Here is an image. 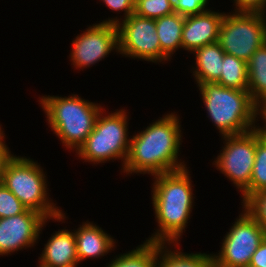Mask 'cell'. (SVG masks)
Returning a JSON list of instances; mask_svg holds the SVG:
<instances>
[{
  "label": "cell",
  "instance_id": "cell-1",
  "mask_svg": "<svg viewBox=\"0 0 266 267\" xmlns=\"http://www.w3.org/2000/svg\"><path fill=\"white\" fill-rule=\"evenodd\" d=\"M179 119L175 112L168 113L130 136L129 152L121 172L155 176L186 168L178 158L183 137Z\"/></svg>",
  "mask_w": 266,
  "mask_h": 267
},
{
  "label": "cell",
  "instance_id": "cell-2",
  "mask_svg": "<svg viewBox=\"0 0 266 267\" xmlns=\"http://www.w3.org/2000/svg\"><path fill=\"white\" fill-rule=\"evenodd\" d=\"M187 168L154 176L151 195L158 229L146 241L180 243L195 199L191 174Z\"/></svg>",
  "mask_w": 266,
  "mask_h": 267
},
{
  "label": "cell",
  "instance_id": "cell-3",
  "mask_svg": "<svg viewBox=\"0 0 266 267\" xmlns=\"http://www.w3.org/2000/svg\"><path fill=\"white\" fill-rule=\"evenodd\" d=\"M198 86L208 118L221 137L244 134L259 127L255 123L259 121L258 115L262 117L263 111L253 102L248 91L217 83Z\"/></svg>",
  "mask_w": 266,
  "mask_h": 267
},
{
  "label": "cell",
  "instance_id": "cell-4",
  "mask_svg": "<svg viewBox=\"0 0 266 267\" xmlns=\"http://www.w3.org/2000/svg\"><path fill=\"white\" fill-rule=\"evenodd\" d=\"M51 131L66 148L78 151L94 130L95 122L103 107L85 100L77 94L39 97Z\"/></svg>",
  "mask_w": 266,
  "mask_h": 267
},
{
  "label": "cell",
  "instance_id": "cell-5",
  "mask_svg": "<svg viewBox=\"0 0 266 267\" xmlns=\"http://www.w3.org/2000/svg\"><path fill=\"white\" fill-rule=\"evenodd\" d=\"M45 174L38 162L13 154L5 164L1 183L28 209L39 212L46 219L64 222L66 214L49 198Z\"/></svg>",
  "mask_w": 266,
  "mask_h": 267
},
{
  "label": "cell",
  "instance_id": "cell-6",
  "mask_svg": "<svg viewBox=\"0 0 266 267\" xmlns=\"http://www.w3.org/2000/svg\"><path fill=\"white\" fill-rule=\"evenodd\" d=\"M105 111V109L101 110L95 122L94 130L76 154L84 162H91V164H102L106 161L119 159L123 168L131 140L128 135L129 118L123 108L109 114Z\"/></svg>",
  "mask_w": 266,
  "mask_h": 267
},
{
  "label": "cell",
  "instance_id": "cell-7",
  "mask_svg": "<svg viewBox=\"0 0 266 267\" xmlns=\"http://www.w3.org/2000/svg\"><path fill=\"white\" fill-rule=\"evenodd\" d=\"M266 42V14L225 13L218 43L225 53L248 62L252 54Z\"/></svg>",
  "mask_w": 266,
  "mask_h": 267
},
{
  "label": "cell",
  "instance_id": "cell-8",
  "mask_svg": "<svg viewBox=\"0 0 266 267\" xmlns=\"http://www.w3.org/2000/svg\"><path fill=\"white\" fill-rule=\"evenodd\" d=\"M224 147L213 161V165L224 174L234 187L241 192V203L249 198V185L252 177L257 128L239 135L222 136Z\"/></svg>",
  "mask_w": 266,
  "mask_h": 267
},
{
  "label": "cell",
  "instance_id": "cell-9",
  "mask_svg": "<svg viewBox=\"0 0 266 267\" xmlns=\"http://www.w3.org/2000/svg\"><path fill=\"white\" fill-rule=\"evenodd\" d=\"M233 223L221 242L219 253L213 254L215 267H248L266 237L264 229L243 207Z\"/></svg>",
  "mask_w": 266,
  "mask_h": 267
},
{
  "label": "cell",
  "instance_id": "cell-10",
  "mask_svg": "<svg viewBox=\"0 0 266 267\" xmlns=\"http://www.w3.org/2000/svg\"><path fill=\"white\" fill-rule=\"evenodd\" d=\"M118 53L125 57L153 63L171 61L161 50L155 19L133 13L117 24Z\"/></svg>",
  "mask_w": 266,
  "mask_h": 267
},
{
  "label": "cell",
  "instance_id": "cell-11",
  "mask_svg": "<svg viewBox=\"0 0 266 267\" xmlns=\"http://www.w3.org/2000/svg\"><path fill=\"white\" fill-rule=\"evenodd\" d=\"M72 41L70 61L75 69L92 67L114 50L118 54V28L115 24L95 23ZM108 55V56H107Z\"/></svg>",
  "mask_w": 266,
  "mask_h": 267
},
{
  "label": "cell",
  "instance_id": "cell-12",
  "mask_svg": "<svg viewBox=\"0 0 266 267\" xmlns=\"http://www.w3.org/2000/svg\"><path fill=\"white\" fill-rule=\"evenodd\" d=\"M48 221L50 219L31 209L16 216L0 218V255H11L35 246Z\"/></svg>",
  "mask_w": 266,
  "mask_h": 267
},
{
  "label": "cell",
  "instance_id": "cell-13",
  "mask_svg": "<svg viewBox=\"0 0 266 267\" xmlns=\"http://www.w3.org/2000/svg\"><path fill=\"white\" fill-rule=\"evenodd\" d=\"M224 14L209 9L186 16L182 28V49L192 53L197 48L218 42Z\"/></svg>",
  "mask_w": 266,
  "mask_h": 267
},
{
  "label": "cell",
  "instance_id": "cell-14",
  "mask_svg": "<svg viewBox=\"0 0 266 267\" xmlns=\"http://www.w3.org/2000/svg\"><path fill=\"white\" fill-rule=\"evenodd\" d=\"M74 235L79 263L90 258H100L115 250V239L92 222H83L75 229Z\"/></svg>",
  "mask_w": 266,
  "mask_h": 267
},
{
  "label": "cell",
  "instance_id": "cell-15",
  "mask_svg": "<svg viewBox=\"0 0 266 267\" xmlns=\"http://www.w3.org/2000/svg\"><path fill=\"white\" fill-rule=\"evenodd\" d=\"M53 234L44 244L38 261L50 267H77L79 260L74 230L72 232L64 228Z\"/></svg>",
  "mask_w": 266,
  "mask_h": 267
},
{
  "label": "cell",
  "instance_id": "cell-16",
  "mask_svg": "<svg viewBox=\"0 0 266 267\" xmlns=\"http://www.w3.org/2000/svg\"><path fill=\"white\" fill-rule=\"evenodd\" d=\"M192 54L195 56V67L192 66L193 76L198 85L204 83H215L222 73V61L224 50L218 42L205 45L195 49Z\"/></svg>",
  "mask_w": 266,
  "mask_h": 267
},
{
  "label": "cell",
  "instance_id": "cell-17",
  "mask_svg": "<svg viewBox=\"0 0 266 267\" xmlns=\"http://www.w3.org/2000/svg\"><path fill=\"white\" fill-rule=\"evenodd\" d=\"M171 245L172 243H158L156 267H215L213 254L185 253L181 251L179 243H173L174 250L170 248Z\"/></svg>",
  "mask_w": 266,
  "mask_h": 267
},
{
  "label": "cell",
  "instance_id": "cell-18",
  "mask_svg": "<svg viewBox=\"0 0 266 267\" xmlns=\"http://www.w3.org/2000/svg\"><path fill=\"white\" fill-rule=\"evenodd\" d=\"M248 92L253 102L266 109V42L259 47L247 62Z\"/></svg>",
  "mask_w": 266,
  "mask_h": 267
},
{
  "label": "cell",
  "instance_id": "cell-19",
  "mask_svg": "<svg viewBox=\"0 0 266 267\" xmlns=\"http://www.w3.org/2000/svg\"><path fill=\"white\" fill-rule=\"evenodd\" d=\"M185 16L172 13L155 19L161 50L171 59L182 48V28Z\"/></svg>",
  "mask_w": 266,
  "mask_h": 267
},
{
  "label": "cell",
  "instance_id": "cell-20",
  "mask_svg": "<svg viewBox=\"0 0 266 267\" xmlns=\"http://www.w3.org/2000/svg\"><path fill=\"white\" fill-rule=\"evenodd\" d=\"M158 243L145 241L136 249L116 255L107 267H156Z\"/></svg>",
  "mask_w": 266,
  "mask_h": 267
},
{
  "label": "cell",
  "instance_id": "cell-21",
  "mask_svg": "<svg viewBox=\"0 0 266 267\" xmlns=\"http://www.w3.org/2000/svg\"><path fill=\"white\" fill-rule=\"evenodd\" d=\"M247 69V62L225 53L222 61V73L215 83L228 88L248 91Z\"/></svg>",
  "mask_w": 266,
  "mask_h": 267
},
{
  "label": "cell",
  "instance_id": "cell-22",
  "mask_svg": "<svg viewBox=\"0 0 266 267\" xmlns=\"http://www.w3.org/2000/svg\"><path fill=\"white\" fill-rule=\"evenodd\" d=\"M260 191H266V127L257 128V143L252 177L249 185V197Z\"/></svg>",
  "mask_w": 266,
  "mask_h": 267
},
{
  "label": "cell",
  "instance_id": "cell-23",
  "mask_svg": "<svg viewBox=\"0 0 266 267\" xmlns=\"http://www.w3.org/2000/svg\"><path fill=\"white\" fill-rule=\"evenodd\" d=\"M174 0H135L134 13L145 18L157 19L174 13Z\"/></svg>",
  "mask_w": 266,
  "mask_h": 267
},
{
  "label": "cell",
  "instance_id": "cell-24",
  "mask_svg": "<svg viewBox=\"0 0 266 267\" xmlns=\"http://www.w3.org/2000/svg\"><path fill=\"white\" fill-rule=\"evenodd\" d=\"M28 208L0 182V218H7L24 213Z\"/></svg>",
  "mask_w": 266,
  "mask_h": 267
},
{
  "label": "cell",
  "instance_id": "cell-25",
  "mask_svg": "<svg viewBox=\"0 0 266 267\" xmlns=\"http://www.w3.org/2000/svg\"><path fill=\"white\" fill-rule=\"evenodd\" d=\"M242 207L259 223L266 234V191L252 194Z\"/></svg>",
  "mask_w": 266,
  "mask_h": 267
},
{
  "label": "cell",
  "instance_id": "cell-26",
  "mask_svg": "<svg viewBox=\"0 0 266 267\" xmlns=\"http://www.w3.org/2000/svg\"><path fill=\"white\" fill-rule=\"evenodd\" d=\"M174 12L182 16H190L209 10V0H174Z\"/></svg>",
  "mask_w": 266,
  "mask_h": 267
},
{
  "label": "cell",
  "instance_id": "cell-27",
  "mask_svg": "<svg viewBox=\"0 0 266 267\" xmlns=\"http://www.w3.org/2000/svg\"><path fill=\"white\" fill-rule=\"evenodd\" d=\"M104 2L106 7H108L112 11H124L123 15L124 17L120 19L118 17L116 18H106V20H102V23H109V24H115L117 25L120 20H124L130 15L134 13L135 9V0H101Z\"/></svg>",
  "mask_w": 266,
  "mask_h": 267
},
{
  "label": "cell",
  "instance_id": "cell-28",
  "mask_svg": "<svg viewBox=\"0 0 266 267\" xmlns=\"http://www.w3.org/2000/svg\"><path fill=\"white\" fill-rule=\"evenodd\" d=\"M233 12L266 14V0H234Z\"/></svg>",
  "mask_w": 266,
  "mask_h": 267
},
{
  "label": "cell",
  "instance_id": "cell-29",
  "mask_svg": "<svg viewBox=\"0 0 266 267\" xmlns=\"http://www.w3.org/2000/svg\"><path fill=\"white\" fill-rule=\"evenodd\" d=\"M248 267H266V237L262 240L257 250L252 255Z\"/></svg>",
  "mask_w": 266,
  "mask_h": 267
},
{
  "label": "cell",
  "instance_id": "cell-30",
  "mask_svg": "<svg viewBox=\"0 0 266 267\" xmlns=\"http://www.w3.org/2000/svg\"><path fill=\"white\" fill-rule=\"evenodd\" d=\"M4 136H5V133L0 137V182L2 179V174H3L5 164L13 155L9 147L5 143L6 141H4V139H6Z\"/></svg>",
  "mask_w": 266,
  "mask_h": 267
},
{
  "label": "cell",
  "instance_id": "cell-31",
  "mask_svg": "<svg viewBox=\"0 0 266 267\" xmlns=\"http://www.w3.org/2000/svg\"><path fill=\"white\" fill-rule=\"evenodd\" d=\"M261 119L263 120V122H261V123H264L263 125L266 127V109L263 111Z\"/></svg>",
  "mask_w": 266,
  "mask_h": 267
},
{
  "label": "cell",
  "instance_id": "cell-32",
  "mask_svg": "<svg viewBox=\"0 0 266 267\" xmlns=\"http://www.w3.org/2000/svg\"><path fill=\"white\" fill-rule=\"evenodd\" d=\"M39 263V266H37V267H50V266H46L45 264H43V263H41L40 261H38Z\"/></svg>",
  "mask_w": 266,
  "mask_h": 267
},
{
  "label": "cell",
  "instance_id": "cell-33",
  "mask_svg": "<svg viewBox=\"0 0 266 267\" xmlns=\"http://www.w3.org/2000/svg\"><path fill=\"white\" fill-rule=\"evenodd\" d=\"M2 125H0V137L4 134V131L2 130L3 128H1Z\"/></svg>",
  "mask_w": 266,
  "mask_h": 267
}]
</instances>
